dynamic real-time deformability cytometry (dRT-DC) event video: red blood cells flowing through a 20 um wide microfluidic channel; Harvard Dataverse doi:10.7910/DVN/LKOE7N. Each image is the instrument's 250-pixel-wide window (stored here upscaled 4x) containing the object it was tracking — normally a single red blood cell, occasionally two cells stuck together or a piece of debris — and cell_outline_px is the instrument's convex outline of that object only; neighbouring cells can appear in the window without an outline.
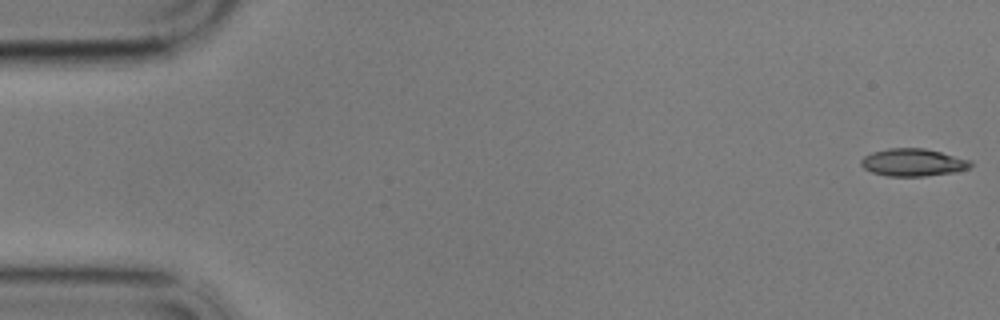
{"species": "common noctule bat (a hibernating species)", "species_latin": "Nyctalus noctula", "temperature_condition": "cold", "stored_images_in_passage": 10, "camera_frame_rate_fps": 3000, "um_per_image_px": 0.085, "animal": {"sex": "male", "body_mass_g": 17.9}, "frame": {"image": 1, "passage_image": 1, "time_ms": 0.0, "image_size_px": [1000, 320], "cell_outline_px": [[972, 164], [968, 168], [956, 172], [924, 176], [888, 176], [872, 172], [864, 168], [860, 164], [860, 160], [864, 156], [872, 152], [888, 148], [924, 148], [972, 160]], "centroid_in_image_um": [77.6, 13.8], "position_along_channel_um": 7.4, "area_um2": 17.57}}